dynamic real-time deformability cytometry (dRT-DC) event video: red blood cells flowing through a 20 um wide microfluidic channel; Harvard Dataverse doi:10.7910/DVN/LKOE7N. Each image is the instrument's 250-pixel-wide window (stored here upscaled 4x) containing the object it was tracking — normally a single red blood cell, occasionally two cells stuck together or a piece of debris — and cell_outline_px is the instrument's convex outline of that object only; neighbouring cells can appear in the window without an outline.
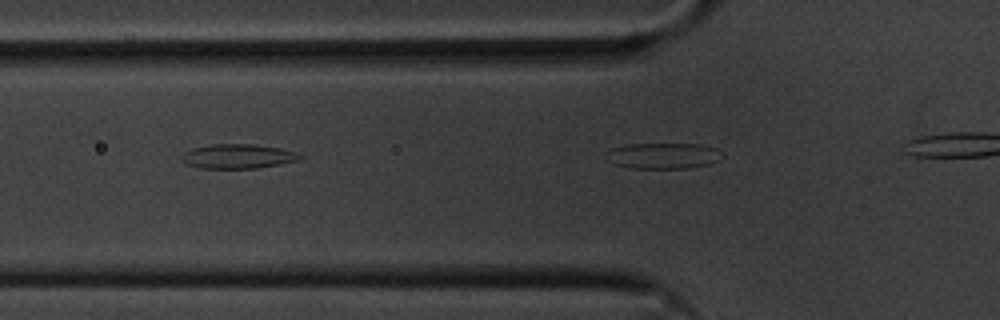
{"species": "common noctule bat (a hibernating species)", "species_latin": "Nyctalus noctula", "temperature_condition": "cold", "stored_images_in_passage": 5, "segment_of_instrument_passage": [2, 2], "camera_frame_rate_fps": 3000, "um_per_image_px": 0.085, "animal": {"sex": "male", "body_mass_g": 20.1, "forearm_length_mm": 53.5}, "frame": {"image": 1, "passage_image": 5, "time_ms": 1.333, "image_size_px": [1000, 320], "cell_outline_px": [[724, 156], [708, 164], [688, 168], [628, 168], [612, 164], [604, 160], [604, 152], [612, 148], [628, 144], [700, 144], [716, 148]], "centroid_in_image_um": [56.27, 13.24], "position_along_channel_um": 69.5, "area_um2": 17.74}}